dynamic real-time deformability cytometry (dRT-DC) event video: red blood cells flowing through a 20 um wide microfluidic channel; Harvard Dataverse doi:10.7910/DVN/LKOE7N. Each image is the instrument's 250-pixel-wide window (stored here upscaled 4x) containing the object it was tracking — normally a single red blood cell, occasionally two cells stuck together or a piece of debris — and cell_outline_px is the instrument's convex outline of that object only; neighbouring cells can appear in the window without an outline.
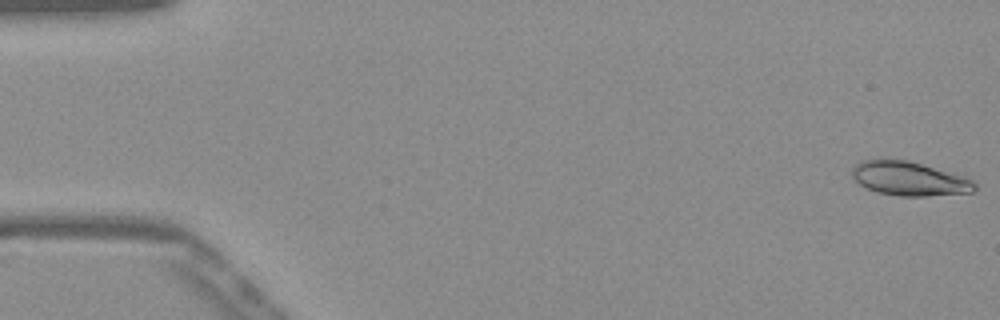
{"species": "Egyptian fruit bat (a non-hibernating species)", "species_latin": "Rousettus aegyptiacus", "temperature_condition": "warm", "stored_images_in_passage": 52, "camera_frame_rate_fps": 3000, "um_per_image_px": 0.085, "frame": {"image": 1, "passage_image": 1, "time_ms": 0.0, "image_size_px": [1000, 320], "cell_outline_px": [[976, 188], [972, 192], [928, 196], [900, 196], [876, 192], [860, 184], [852, 176], [852, 168], [860, 160], [908, 160], [964, 176], [972, 180], [976, 184]], "centroid_in_image_um": [77.29, 15.19], "position_along_channel_um": 7.7, "area_um2": 24.1}}
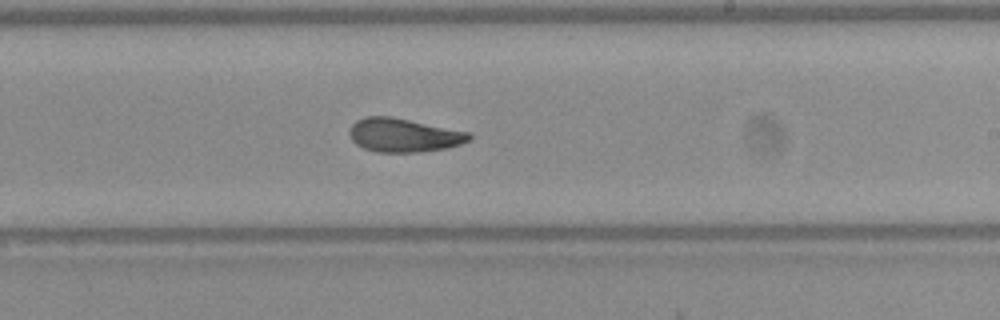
{"frame": {"image": 2, "passage_image": 31, "time_ms": 10.0, "image_size_px": [1000, 320], "cell_outline_px": [[472, 140], [448, 148], [420, 152], [376, 152], [364, 148], [356, 144], [352, 140], [348, 132], [352, 124], [356, 120], [368, 116], [392, 116], [472, 132]], "centroid_in_image_um": [34.36, 11.48], "position_along_channel_um": 254.6, "area_um2": 23.87}}
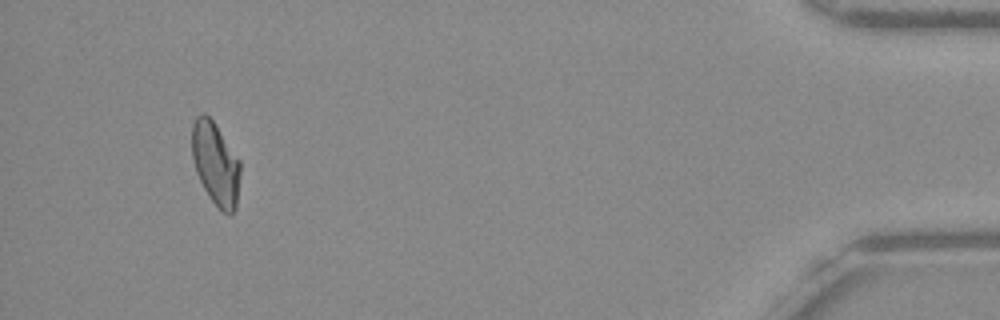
{"frame": {"image": 3, "passage_image": 49, "time_ms": 16.0, "image_size_px": [1000, 320], "cell_outline_px": [[240, 172], [236, 208], [228, 216], [208, 196], [196, 172], [192, 156], [192, 124], [196, 116], [204, 112], [212, 120], [240, 160]], "centroid_in_image_um": [18.32, 13.9], "position_along_channel_um": 416.9, "area_um2": 23.12}, "authors_computed_cell_mechanics": {"area_um2": 23.5246, "velocity_mm_per_s": 3.8957, "shape_relaxation_time_tau1_ms": 10.7399, "shape_relaxation_time_tau2_ms": 2.9205, "deformation_change_tau1": 0.2591, "deformation_change_tau2": 0.086}}